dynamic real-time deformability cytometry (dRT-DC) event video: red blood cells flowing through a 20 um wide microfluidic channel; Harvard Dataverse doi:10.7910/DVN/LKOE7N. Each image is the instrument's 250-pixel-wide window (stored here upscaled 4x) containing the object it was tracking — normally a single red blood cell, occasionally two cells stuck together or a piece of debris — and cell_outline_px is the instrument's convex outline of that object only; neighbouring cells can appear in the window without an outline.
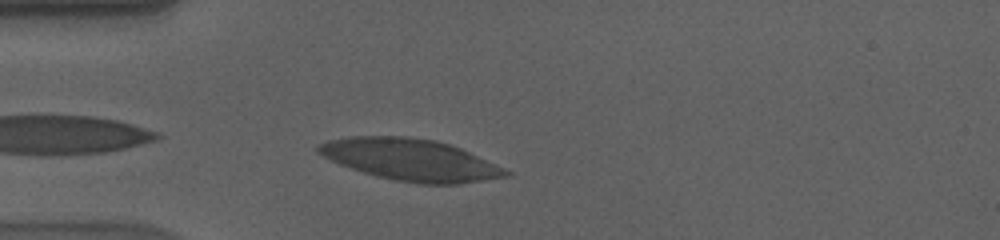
{"species": "human", "species_latin": "Homo sapiens", "temperature_condition": "cold", "stored_images_in_passage": 35, "camera_frame_rate_fps": 3000, "um_per_image_px": 0.085, "donor": {"sex": "male"}, "frame": {"image": 1, "passage_image": 2, "time_ms": 0.333, "image_size_px": [1000, 240], "cell_outline_px": [[512, 176], [460, 184], [420, 184], [396, 180], [376, 176], [340, 164], [316, 152], [316, 144], [328, 140], [352, 136], [408, 136], [436, 140], [460, 148], [504, 168], [512, 172]], "centroid_in_image_um": [34.91, 13.58], "position_along_channel_um": 50.1, "area_um2": 45.49}}
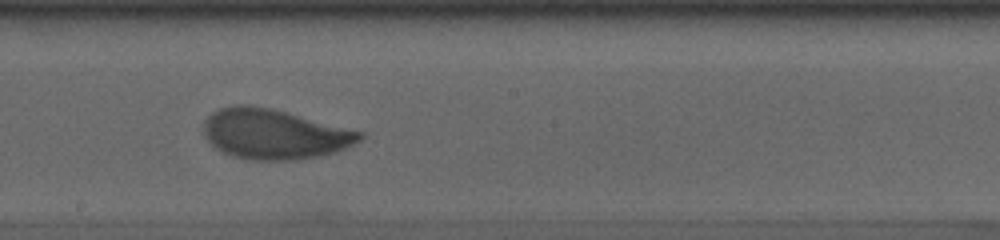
{"frame": {"image": 2, "passage_image": 18, "time_ms": 5.667, "image_size_px": [1000, 240], "cell_outline_px": [[364, 136], [360, 140], [344, 148], [320, 156], [296, 160], [252, 160], [232, 156], [216, 148], [204, 136], [204, 120], [212, 112], [220, 108], [236, 104], [248, 104], [272, 108], [364, 132]], "centroid_in_image_um": [23.29, 11.38], "position_along_channel_um": 224.9, "area_um2": 45.49}}
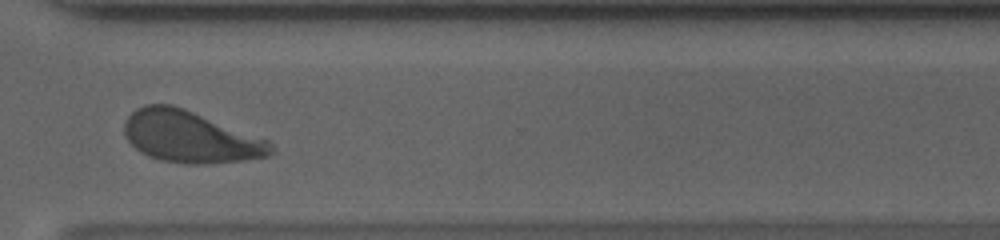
{"frame": {"image": 3, "passage_image": 29, "time_ms": 9.333, "image_size_px": [1000, 240], "cell_outline_px": [[276, 148], [268, 156], [244, 160], [208, 164], [184, 164], [160, 160], [148, 156], [140, 152], [128, 140], [124, 132], [124, 120], [136, 108], [144, 104], [172, 104], [184, 108], [268, 140]], "centroid_in_image_um": [16.15, 11.63], "position_along_channel_um": 354.4, "area_um2": 44.22}, "authors_computed_cell_mechanics": {"area_um2": 44.8528, "velocity_mm_per_s": 3.5266, "shape_relaxation_time_tau1_ms": 4.4897, "shape_relaxation_time_tau2_ms": 1.0243, "deformation_change_tau1": 0.1472, "deformation_change_tau2": 0.0599}}